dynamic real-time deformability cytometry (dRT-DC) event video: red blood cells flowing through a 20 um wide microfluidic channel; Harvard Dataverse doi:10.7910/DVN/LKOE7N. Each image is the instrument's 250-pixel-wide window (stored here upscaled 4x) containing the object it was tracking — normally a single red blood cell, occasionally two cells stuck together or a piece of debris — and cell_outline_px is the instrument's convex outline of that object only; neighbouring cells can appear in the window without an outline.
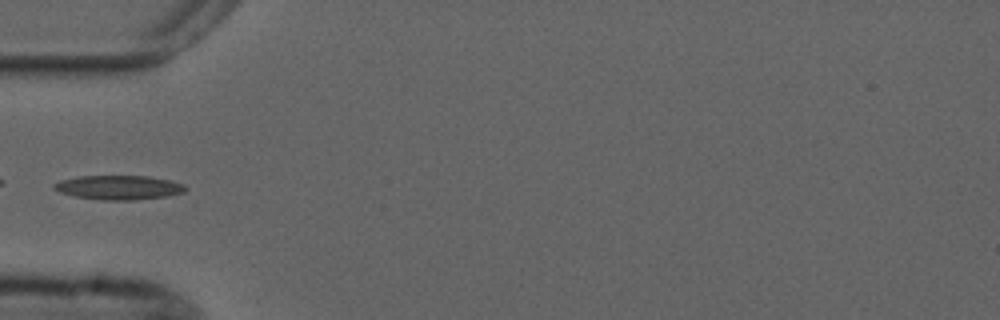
{"species": "common noctule bat (a hibernating species)", "species_latin": "Nyctalus noctula", "temperature_condition": "cold", "stored_images_in_passage": 5, "camera_frame_rate_fps": 3000, "um_per_image_px": 0.085, "animal": {"sex": "male", "forearm_length_mm": 52.5}, "frame": {"image": 1, "passage_image": 5, "time_ms": 4.667, "image_size_px": [1000, 320], "cell_outline_px": [[188, 188], [184, 192], [168, 196], [132, 200], [104, 200], [72, 196], [60, 192], [52, 188], [52, 184], [60, 180], [80, 176], [148, 176], [168, 180], [184, 184]], "centroid_in_image_um": [10.08, 15.93], "position_along_channel_um": 74.9, "area_um2": 18.61}}